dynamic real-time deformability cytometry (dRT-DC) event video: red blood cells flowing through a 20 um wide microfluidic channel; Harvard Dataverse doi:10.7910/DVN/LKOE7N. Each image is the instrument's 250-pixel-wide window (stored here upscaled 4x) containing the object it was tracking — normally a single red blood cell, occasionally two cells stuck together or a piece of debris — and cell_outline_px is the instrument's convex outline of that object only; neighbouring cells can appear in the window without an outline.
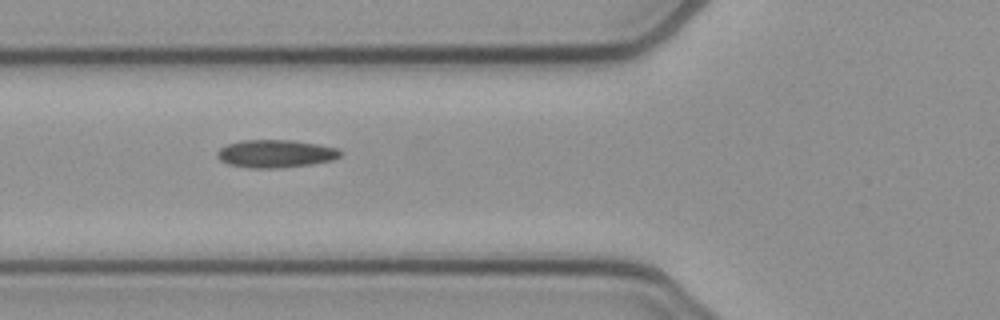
{"species": "common noctule bat (a hibernating species)", "species_latin": "Nyctalus noctula", "temperature_condition": "cold", "stored_images_in_passage": 10, "camera_frame_rate_fps": 3000, "um_per_image_px": 0.085, "animal": {"sex": "female", "body_mass_g": 21.9}, "frame": {"image": 1, "passage_image": 4, "time_ms": 1.0, "image_size_px": [1000, 320], "cell_outline_px": [[344, 152], [340, 156], [332, 160], [312, 164], [280, 168], [248, 168], [228, 164], [220, 160], [216, 156], [216, 152], [220, 148], [228, 144], [244, 140], [292, 140], [320, 144], [336, 148]], "centroid_in_image_um": [23.43, 13.06], "position_along_channel_um": 102.4, "area_um2": 20.11}}
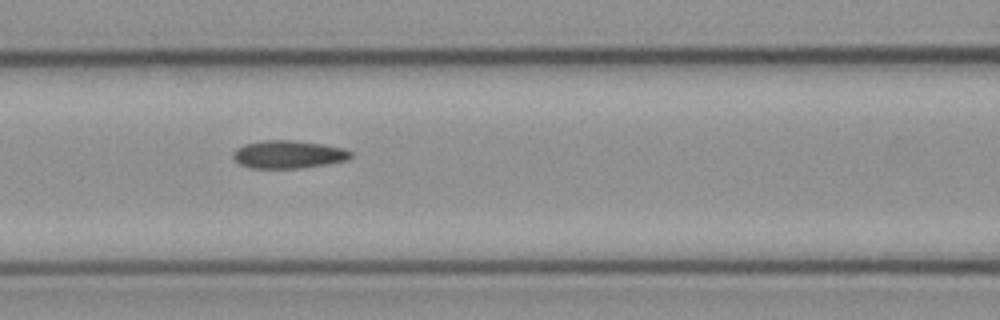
{"frame": {"image": 2, "passage_image": 7, "time_ms": 2.0, "image_size_px": [1000, 320], "cell_outline_px": [[352, 156], [348, 160], [328, 164], [300, 168], [248, 168], [240, 164], [232, 156], [232, 152], [236, 148], [244, 144], [264, 140], [292, 140], [324, 144], [344, 148], [352, 152]], "centroid_in_image_um": [24.51, 13.12], "position_along_channel_um": 142.1, "area_um2": 19.31}}
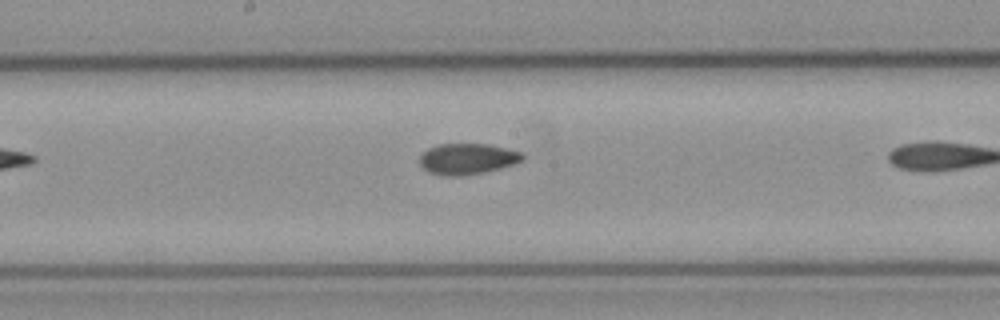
{"frame": {"image": 3, "passage_image": 9, "time_ms": 2.667, "image_size_px": [1000, 320], "cell_outline_px": [[524, 160], [500, 168], [484, 172], [464, 176], [440, 176], [428, 172], [420, 164], [420, 156], [428, 148], [436, 144], [488, 144], [520, 152], [524, 156]], "centroid_in_image_um": [39.69, 13.51], "position_along_channel_um": 208.5, "area_um2": 18.55}}